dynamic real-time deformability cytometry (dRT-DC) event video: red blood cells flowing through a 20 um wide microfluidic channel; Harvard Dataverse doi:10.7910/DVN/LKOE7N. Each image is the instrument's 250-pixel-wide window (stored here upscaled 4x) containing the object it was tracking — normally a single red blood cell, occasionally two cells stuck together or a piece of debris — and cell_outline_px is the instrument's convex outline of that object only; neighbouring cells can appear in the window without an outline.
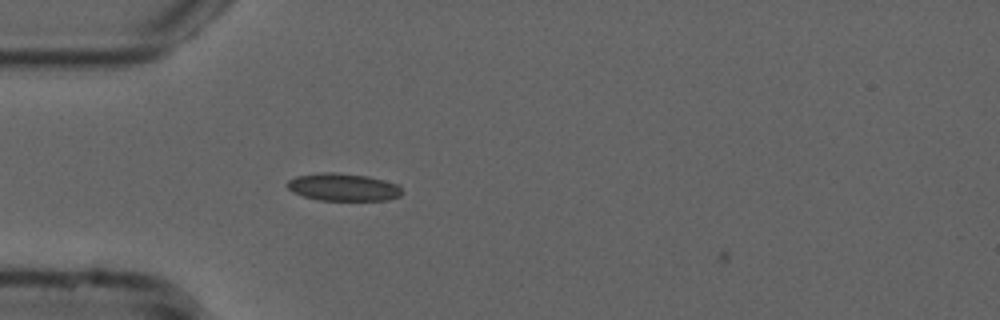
{"species": "common noctule bat (a hibernating species)", "species_latin": "Nyctalus noctula", "temperature_condition": "cold", "stored_images_in_passage": 2, "camera_frame_rate_fps": 3000, "um_per_image_px": 0.085, "animal": {"sex": "male", "forearm_length_mm": 52.5}, "frame": {"image": 1, "passage_image": 1, "time_ms": 0.0, "image_size_px": [1000, 320], "cell_outline_px": [[404, 192], [400, 196], [388, 200], [320, 200], [304, 196], [292, 192], [284, 184], [288, 180], [296, 176], [320, 172], [336, 172], [368, 176], [400, 184]], "centroid_in_image_um": [29.19, 15.9], "position_along_channel_um": 55.8, "area_um2": 18.73}}